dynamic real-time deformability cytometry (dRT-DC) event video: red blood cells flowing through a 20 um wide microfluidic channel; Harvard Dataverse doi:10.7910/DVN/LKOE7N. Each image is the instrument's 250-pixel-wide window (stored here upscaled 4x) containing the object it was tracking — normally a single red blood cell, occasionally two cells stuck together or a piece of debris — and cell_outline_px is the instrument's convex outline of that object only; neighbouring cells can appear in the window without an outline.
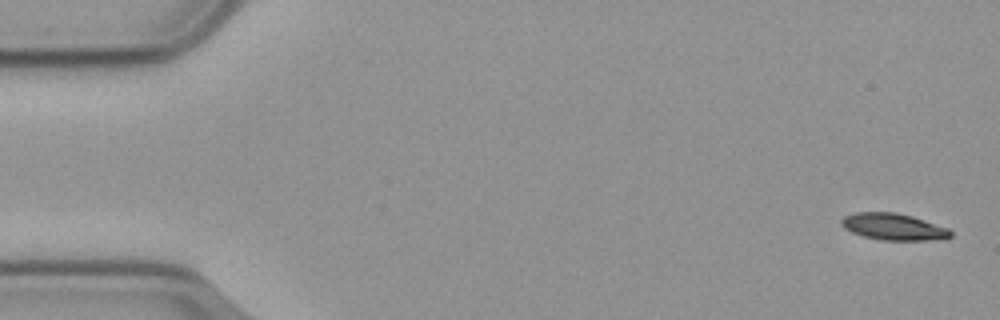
{"species": "common noctule bat (a hibernating species)", "species_latin": "Nyctalus noctula", "temperature_condition": "cold", "stored_images_in_passage": 56, "camera_frame_rate_fps": 3000, "um_per_image_px": 0.085, "animal": {"sex": "male", "body_mass_g": 23.1, "forearm_length_mm": 52.7}, "frame": {"image": 1, "passage_image": 1, "time_ms": 0.0, "image_size_px": [1000, 320], "cell_outline_px": [[952, 236], [944, 240], [880, 240], [864, 236], [852, 232], [844, 228], [840, 224], [840, 220], [844, 216], [856, 212], [896, 212], [912, 216], [948, 228], [952, 232]], "centroid_in_image_um": [75.96, 19.28], "position_along_channel_um": 9.0, "area_um2": 17.11}}
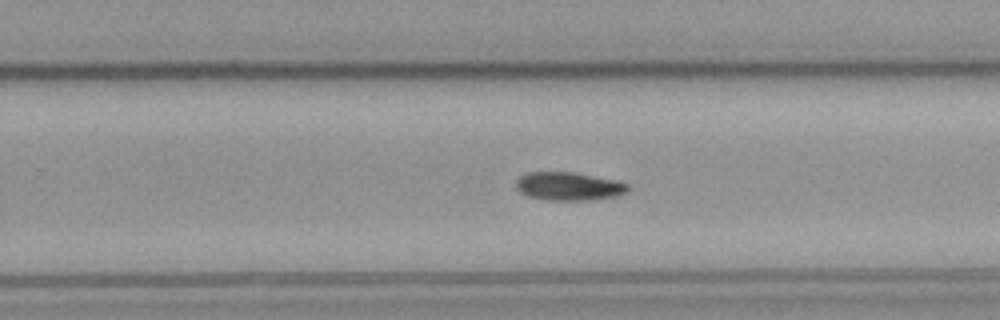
{"frame": {"image": 2, "passage_image": 35, "time_ms": 11.333, "image_size_px": [1000, 320], "cell_outline_px": [[628, 192], [616, 196], [588, 200], [544, 200], [528, 196], [520, 192], [516, 188], [516, 180], [520, 176], [528, 172], [572, 172], [612, 180], [628, 184]], "centroid_in_image_um": [48.29, 15.84], "position_along_channel_um": 281.5, "area_um2": 18.26}}
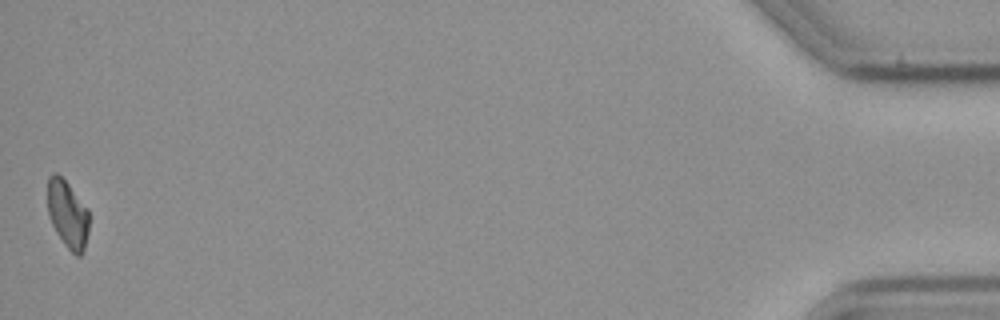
{"frame": {"image": 3, "passage_image": 56, "time_ms": 18.333, "image_size_px": [1000, 320], "cell_outline_px": [[88, 232], [84, 252], [80, 256], [76, 256], [64, 244], [56, 232], [52, 224], [48, 212], [48, 176], [52, 172], [56, 172], [68, 184], [88, 208]], "centroid_in_image_um": [5.75, 18.22], "position_along_channel_um": 429.4, "area_um2": 16.3}, "authors_computed_cell_mechanics": {"area_um2": 18.0336, "velocity_mm_per_s": 3.5863, "shape_relaxation_time_tau1_ms": 5.2037, "shape_relaxation_time_tau2_ms": null, "deformation_change_tau1": 0.1189, "deformation_change_tau2": null}}